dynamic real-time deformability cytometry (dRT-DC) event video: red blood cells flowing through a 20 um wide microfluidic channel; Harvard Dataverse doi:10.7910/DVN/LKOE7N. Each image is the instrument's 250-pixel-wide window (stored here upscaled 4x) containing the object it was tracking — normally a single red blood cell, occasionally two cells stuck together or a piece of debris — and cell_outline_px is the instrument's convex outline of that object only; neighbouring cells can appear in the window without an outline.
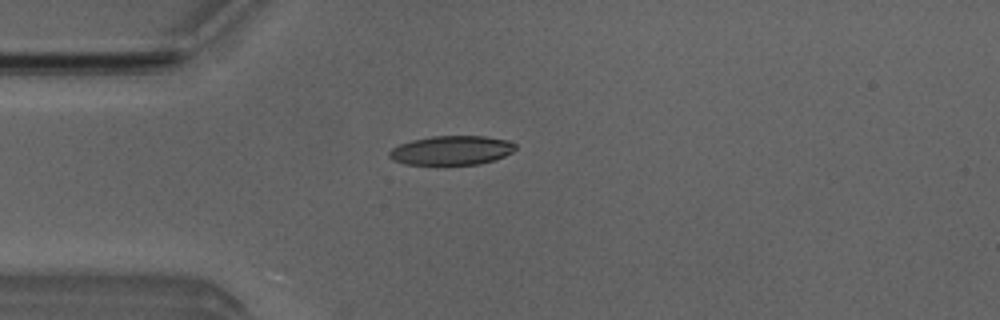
{"species": "Egyptian fruit bat (a non-hibernating species)", "species_latin": "Rousettus aegyptiacus", "temperature_condition": "room temperature", "stored_images_in_passage": 51, "camera_frame_rate_fps": 3000, "um_per_image_px": 0.085, "animal": {"sex": "male"}, "frame": {"image": 1, "passage_image": 13, "time_ms": 4.0, "image_size_px": [1000, 320], "cell_outline_px": [[516, 148], [512, 152], [504, 156], [480, 164], [436, 168], [404, 164], [392, 160], [388, 156], [388, 152], [392, 148], [400, 144], [412, 140], [432, 136], [484, 136], [508, 140], [516, 144]], "centroid_in_image_um": [38.32, 12.83], "position_along_channel_um": 46.7, "area_um2": 22.48}}
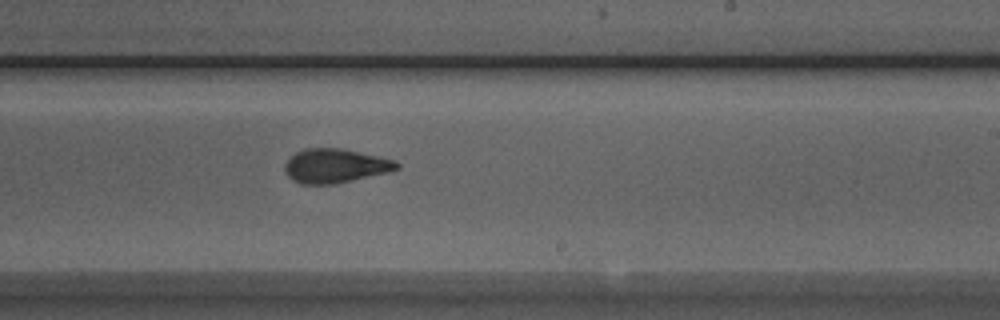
{"frame": {"image": 2, "passage_image": 30, "time_ms": 9.667, "image_size_px": [1000, 320], "cell_outline_px": [[400, 168], [388, 172], [336, 184], [300, 184], [292, 180], [284, 172], [284, 164], [296, 152], [304, 148], [344, 148], [380, 156], [396, 160], [400, 164]], "centroid_in_image_um": [28.51, 14.09], "position_along_channel_um": 260.5, "area_um2": 22.54}}
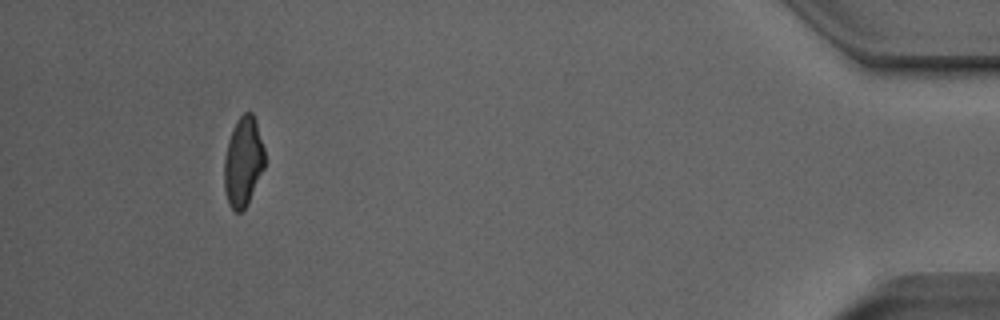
{"frame": {"image": 3, "passage_image": 47, "time_ms": 15.333, "image_size_px": [1000, 320], "cell_outline_px": [[264, 168], [248, 204], [240, 212], [236, 212], [228, 204], [224, 192], [224, 156], [228, 140], [232, 128], [236, 120], [244, 112], [252, 112], [256, 120], [264, 148]], "centroid_in_image_um": [20.65, 13.74], "position_along_channel_um": 414.5, "area_um2": 21.39}, "authors_computed_cell_mechanics": {"area_um2": 22.0796, "velocity_mm_per_s": 4.0109, "shape_relaxation_time_tau1_ms": 5.1924, "shape_relaxation_time_tau2_ms": 1.9047, "deformation_change_tau1": 0.1873, "deformation_change_tau2": 0.0923}}